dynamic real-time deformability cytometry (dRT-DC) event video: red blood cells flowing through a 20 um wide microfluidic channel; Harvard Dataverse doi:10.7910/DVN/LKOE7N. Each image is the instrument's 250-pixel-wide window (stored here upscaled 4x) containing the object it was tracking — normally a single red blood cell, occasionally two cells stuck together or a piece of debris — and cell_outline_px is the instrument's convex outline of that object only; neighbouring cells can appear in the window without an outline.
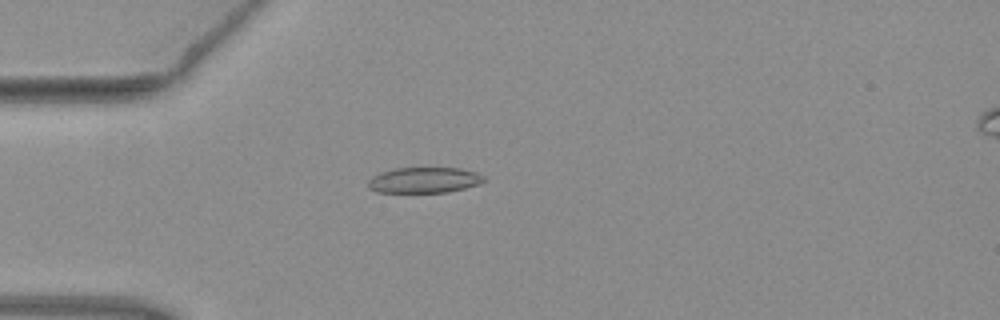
{"species": "common noctule bat (a hibernating species)", "species_latin": "Nyctalus noctula", "temperature_condition": "warm", "stored_images_in_passage": 3, "camera_frame_rate_fps": 3000, "um_per_image_px": 0.085, "animal": {"sex": "female", "body_mass_g": 19.3, "forearm_length_mm": 54.1}, "frame": {"image": 1, "passage_image": 2, "time_ms": 0.333, "image_size_px": [1000, 320], "cell_outline_px": [[488, 180], [480, 184], [448, 192], [376, 192], [368, 188], [368, 180], [372, 176], [380, 172], [396, 168], [460, 168], [476, 172], [484, 176]], "centroid_in_image_um": [36.07, 15.31], "position_along_channel_um": 48.9, "area_um2": 17.46}}